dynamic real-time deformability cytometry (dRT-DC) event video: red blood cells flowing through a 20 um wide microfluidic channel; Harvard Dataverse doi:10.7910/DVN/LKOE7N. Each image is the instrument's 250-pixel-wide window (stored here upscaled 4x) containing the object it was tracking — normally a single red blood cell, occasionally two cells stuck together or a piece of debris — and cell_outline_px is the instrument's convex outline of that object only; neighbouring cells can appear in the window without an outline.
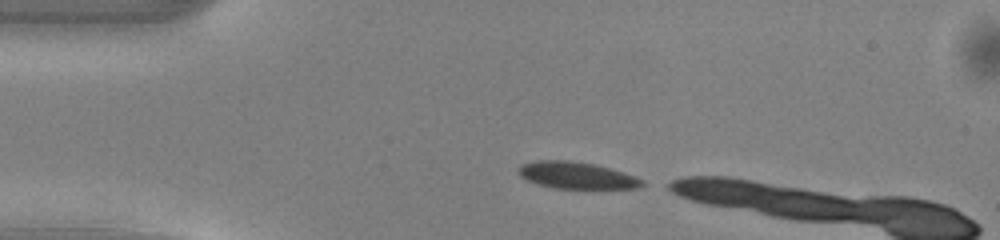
{"species": "common noctule bat (a hibernating species)", "species_latin": "Nyctalus noctula", "temperature_condition": "warm", "stored_images_in_passage": 12, "camera_frame_rate_fps": 3000, "um_per_image_px": 0.085, "animal": {"sex": "male", "body_mass_g": 13.0, "forearm_length_mm": 53.1}, "frame": {"image": 1, "passage_image": 1, "time_ms": 0.0, "image_size_px": [1000, 240], "cell_outline_px": [[648, 184], [640, 188], [556, 188], [540, 184], [528, 180], [520, 176], [516, 168], [520, 164], [536, 160], [572, 160], [592, 164], [624, 172], [644, 180]], "centroid_in_image_um": [49.02, 14.89], "position_along_channel_um": 36.0, "area_um2": 19.31}}
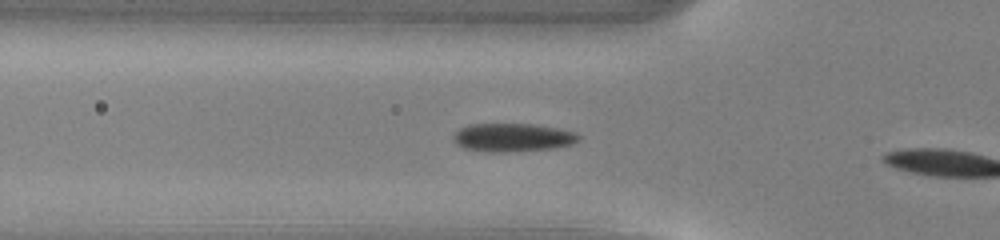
{"frame": {"image": 2, "passage_image": 7, "time_ms": 2.0, "image_size_px": [1000, 240], "cell_outline_px": [[580, 140], [572, 144], [552, 148], [508, 152], [488, 152], [464, 148], [456, 144], [452, 136], [460, 128], [468, 124], [536, 124], [560, 128], [576, 132], [580, 136]], "centroid_in_image_um": [43.59, 11.68], "position_along_channel_um": 82.2, "area_um2": 20.87}}
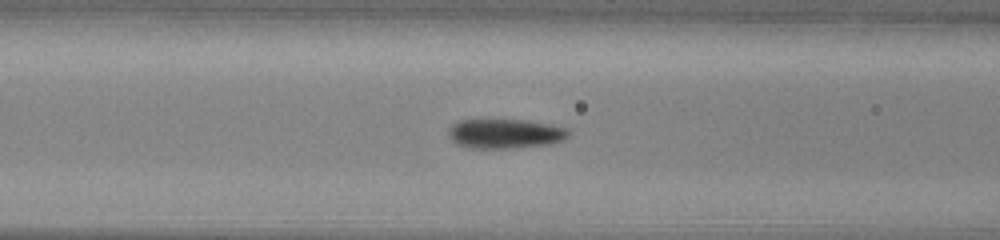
{"frame": {"image": 3, "passage_image": 10, "time_ms": 3.0, "image_size_px": [1000, 240], "cell_outline_px": [[568, 136], [564, 140], [548, 144], [508, 148], [468, 148], [456, 144], [448, 136], [448, 132], [452, 124], [460, 120], [524, 120], [548, 124], [568, 128]], "centroid_in_image_um": [42.9, 11.36], "position_along_channel_um": 123.7, "area_um2": 20.52}}